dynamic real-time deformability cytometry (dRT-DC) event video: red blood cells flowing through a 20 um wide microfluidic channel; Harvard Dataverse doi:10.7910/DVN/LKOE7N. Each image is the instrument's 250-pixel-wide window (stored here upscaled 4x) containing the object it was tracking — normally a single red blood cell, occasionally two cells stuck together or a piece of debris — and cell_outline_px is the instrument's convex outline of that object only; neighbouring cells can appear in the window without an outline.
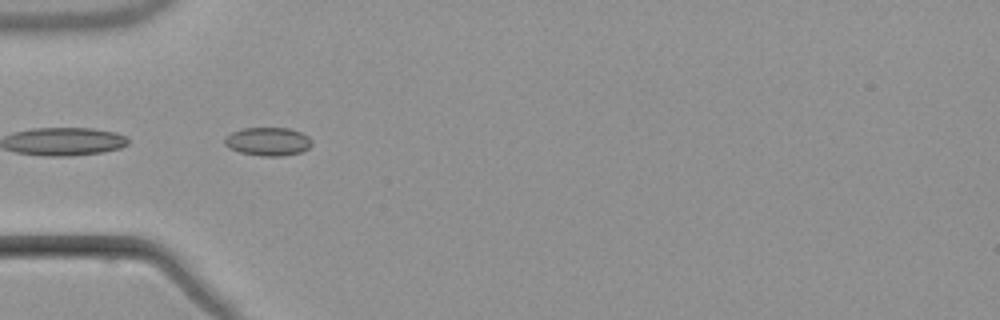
{"species": "common noctule bat (a hibernating species)", "species_latin": "Nyctalus noctula", "temperature_condition": "warm", "stored_images_in_passage": 8, "segment_of_instrument_passage": [2, 2], "camera_frame_rate_fps": 3000, "um_per_image_px": 0.085, "animal": {"sex": "male", "body_mass_g": 21.5, "forearm_length_mm": 52.0}, "frame": {"image": 1, "passage_image": 5, "time_ms": 5.0, "image_size_px": [1000, 320], "cell_outline_px": [[312, 144], [308, 148], [300, 152], [284, 156], [260, 156], [240, 152], [228, 148], [224, 144], [224, 140], [232, 132], [244, 128], [288, 128], [300, 132], [308, 136], [312, 140]], "centroid_in_image_um": [22.78, 12.03], "position_along_channel_um": 62.2, "area_um2": 14.39}}
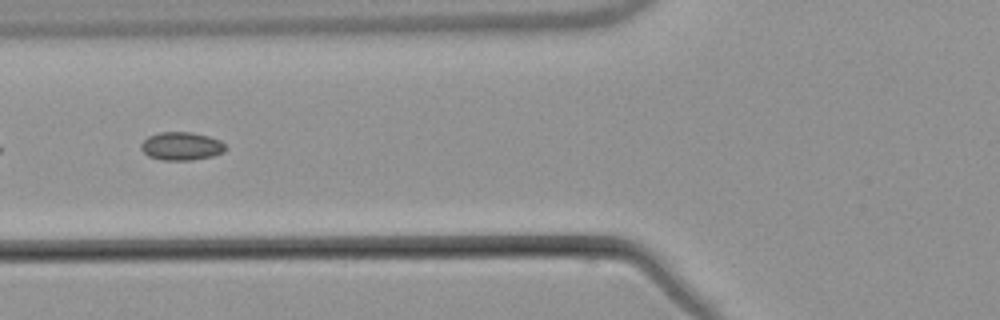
{"frame": {"image": 2, "passage_image": 6, "time_ms": 6.333, "image_size_px": [1000, 320], "cell_outline_px": [[228, 148], [224, 152], [212, 156], [192, 160], [160, 160], [148, 156], [140, 148], [140, 144], [148, 136], [160, 132], [192, 132], [208, 136], [220, 140]], "centroid_in_image_um": [15.42, 12.42], "position_along_channel_um": 110.4, "area_um2": 13.99}}
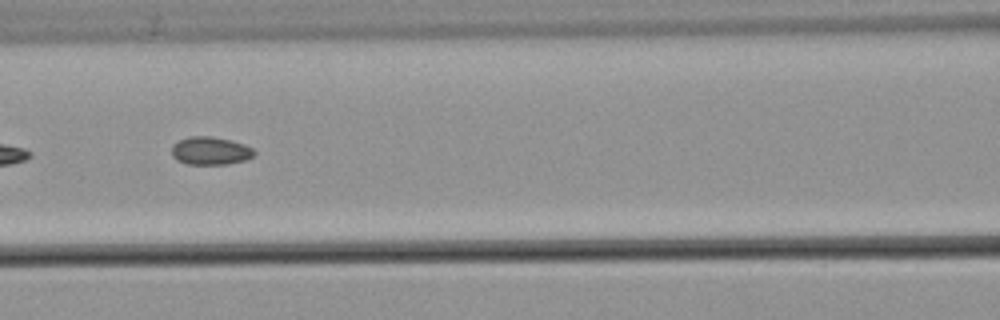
{"frame": {"image": 3, "passage_image": 7, "time_ms": 7.333, "image_size_px": [1000, 320], "cell_outline_px": [[256, 152], [252, 156], [244, 160], [228, 164], [188, 164], [176, 160], [172, 156], [172, 144], [188, 136], [212, 136], [232, 140], [244, 144], [252, 148]], "centroid_in_image_um": [17.87, 12.81], "position_along_channel_um": 148.7, "area_um2": 13.53}}